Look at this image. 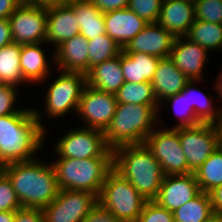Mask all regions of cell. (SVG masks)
Instances as JSON below:
<instances>
[{"label": "cell", "instance_id": "1", "mask_svg": "<svg viewBox=\"0 0 222 222\" xmlns=\"http://www.w3.org/2000/svg\"><path fill=\"white\" fill-rule=\"evenodd\" d=\"M42 116L39 108L23 107L16 114L0 117V167L39 157L49 134Z\"/></svg>", "mask_w": 222, "mask_h": 222}, {"label": "cell", "instance_id": "2", "mask_svg": "<svg viewBox=\"0 0 222 222\" xmlns=\"http://www.w3.org/2000/svg\"><path fill=\"white\" fill-rule=\"evenodd\" d=\"M42 160L36 157L0 167L10 179L22 208L43 209L59 194L55 169L51 162Z\"/></svg>", "mask_w": 222, "mask_h": 222}, {"label": "cell", "instance_id": "3", "mask_svg": "<svg viewBox=\"0 0 222 222\" xmlns=\"http://www.w3.org/2000/svg\"><path fill=\"white\" fill-rule=\"evenodd\" d=\"M112 151L113 169L127 179L146 201L154 200L165 175L146 145H122Z\"/></svg>", "mask_w": 222, "mask_h": 222}, {"label": "cell", "instance_id": "4", "mask_svg": "<svg viewBox=\"0 0 222 222\" xmlns=\"http://www.w3.org/2000/svg\"><path fill=\"white\" fill-rule=\"evenodd\" d=\"M159 105L117 104L115 114L104 132L110 149L122 145L144 144L158 125Z\"/></svg>", "mask_w": 222, "mask_h": 222}, {"label": "cell", "instance_id": "5", "mask_svg": "<svg viewBox=\"0 0 222 222\" xmlns=\"http://www.w3.org/2000/svg\"><path fill=\"white\" fill-rule=\"evenodd\" d=\"M51 163L60 189L86 191L97 196L113 169V157L55 158Z\"/></svg>", "mask_w": 222, "mask_h": 222}, {"label": "cell", "instance_id": "6", "mask_svg": "<svg viewBox=\"0 0 222 222\" xmlns=\"http://www.w3.org/2000/svg\"><path fill=\"white\" fill-rule=\"evenodd\" d=\"M146 200L134 186L112 169L98 195V203L122 222H137Z\"/></svg>", "mask_w": 222, "mask_h": 222}, {"label": "cell", "instance_id": "7", "mask_svg": "<svg viewBox=\"0 0 222 222\" xmlns=\"http://www.w3.org/2000/svg\"><path fill=\"white\" fill-rule=\"evenodd\" d=\"M59 76L50 81L44 99L46 116L51 119L63 118L68 112L77 113L80 98L86 86V74L81 72L58 71Z\"/></svg>", "mask_w": 222, "mask_h": 222}, {"label": "cell", "instance_id": "8", "mask_svg": "<svg viewBox=\"0 0 222 222\" xmlns=\"http://www.w3.org/2000/svg\"><path fill=\"white\" fill-rule=\"evenodd\" d=\"M54 147L56 158L113 157L112 149L106 145L104 132L82 126L66 130Z\"/></svg>", "mask_w": 222, "mask_h": 222}, {"label": "cell", "instance_id": "9", "mask_svg": "<svg viewBox=\"0 0 222 222\" xmlns=\"http://www.w3.org/2000/svg\"><path fill=\"white\" fill-rule=\"evenodd\" d=\"M159 127L158 125L148 135L144 144L160 163L165 176L189 174L188 161L180 145L178 128Z\"/></svg>", "mask_w": 222, "mask_h": 222}, {"label": "cell", "instance_id": "10", "mask_svg": "<svg viewBox=\"0 0 222 222\" xmlns=\"http://www.w3.org/2000/svg\"><path fill=\"white\" fill-rule=\"evenodd\" d=\"M8 20L13 42L19 45L45 42L47 5L21 3Z\"/></svg>", "mask_w": 222, "mask_h": 222}, {"label": "cell", "instance_id": "11", "mask_svg": "<svg viewBox=\"0 0 222 222\" xmlns=\"http://www.w3.org/2000/svg\"><path fill=\"white\" fill-rule=\"evenodd\" d=\"M97 204L96 194L60 189L57 197L42 209L44 221L82 222Z\"/></svg>", "mask_w": 222, "mask_h": 222}, {"label": "cell", "instance_id": "12", "mask_svg": "<svg viewBox=\"0 0 222 222\" xmlns=\"http://www.w3.org/2000/svg\"><path fill=\"white\" fill-rule=\"evenodd\" d=\"M180 145L188 161L189 173L196 170L218 149V135L213 123L178 128Z\"/></svg>", "mask_w": 222, "mask_h": 222}, {"label": "cell", "instance_id": "13", "mask_svg": "<svg viewBox=\"0 0 222 222\" xmlns=\"http://www.w3.org/2000/svg\"><path fill=\"white\" fill-rule=\"evenodd\" d=\"M117 100L114 94L106 93L89 85L82 91L77 116L84 126L105 132L116 110Z\"/></svg>", "mask_w": 222, "mask_h": 222}, {"label": "cell", "instance_id": "14", "mask_svg": "<svg viewBox=\"0 0 222 222\" xmlns=\"http://www.w3.org/2000/svg\"><path fill=\"white\" fill-rule=\"evenodd\" d=\"M200 192L194 173L166 175L163 178L158 195L153 201L173 212L195 198Z\"/></svg>", "mask_w": 222, "mask_h": 222}, {"label": "cell", "instance_id": "15", "mask_svg": "<svg viewBox=\"0 0 222 222\" xmlns=\"http://www.w3.org/2000/svg\"><path fill=\"white\" fill-rule=\"evenodd\" d=\"M209 52L197 43L184 37H176L172 46L170 59L176 67L190 80L203 81ZM205 69V70H204Z\"/></svg>", "mask_w": 222, "mask_h": 222}, {"label": "cell", "instance_id": "16", "mask_svg": "<svg viewBox=\"0 0 222 222\" xmlns=\"http://www.w3.org/2000/svg\"><path fill=\"white\" fill-rule=\"evenodd\" d=\"M175 37L157 22L147 23L124 48L125 53H145L158 58L169 57Z\"/></svg>", "mask_w": 222, "mask_h": 222}, {"label": "cell", "instance_id": "17", "mask_svg": "<svg viewBox=\"0 0 222 222\" xmlns=\"http://www.w3.org/2000/svg\"><path fill=\"white\" fill-rule=\"evenodd\" d=\"M80 34L74 10L68 4L47 6V29L45 43L54 50L63 42Z\"/></svg>", "mask_w": 222, "mask_h": 222}, {"label": "cell", "instance_id": "18", "mask_svg": "<svg viewBox=\"0 0 222 222\" xmlns=\"http://www.w3.org/2000/svg\"><path fill=\"white\" fill-rule=\"evenodd\" d=\"M194 22V0H163L157 23L175 38L186 36Z\"/></svg>", "mask_w": 222, "mask_h": 222}, {"label": "cell", "instance_id": "19", "mask_svg": "<svg viewBox=\"0 0 222 222\" xmlns=\"http://www.w3.org/2000/svg\"><path fill=\"white\" fill-rule=\"evenodd\" d=\"M45 42L37 44H28L22 45L21 54H20V67L23 73L24 81L29 83L32 86L34 83H42L43 81L49 82L48 77L50 78L52 74V68L55 67L54 62V52L48 61L47 52L43 49ZM51 71V72H50Z\"/></svg>", "mask_w": 222, "mask_h": 222}, {"label": "cell", "instance_id": "20", "mask_svg": "<svg viewBox=\"0 0 222 222\" xmlns=\"http://www.w3.org/2000/svg\"><path fill=\"white\" fill-rule=\"evenodd\" d=\"M106 34L112 38L122 49L147 24L129 8L112 10L104 13Z\"/></svg>", "mask_w": 222, "mask_h": 222}, {"label": "cell", "instance_id": "21", "mask_svg": "<svg viewBox=\"0 0 222 222\" xmlns=\"http://www.w3.org/2000/svg\"><path fill=\"white\" fill-rule=\"evenodd\" d=\"M88 40L81 34L75 35L54 50L55 68L64 72L89 71Z\"/></svg>", "mask_w": 222, "mask_h": 222}, {"label": "cell", "instance_id": "22", "mask_svg": "<svg viewBox=\"0 0 222 222\" xmlns=\"http://www.w3.org/2000/svg\"><path fill=\"white\" fill-rule=\"evenodd\" d=\"M190 79L181 72L170 57L161 58L152 79V87L158 103L181 92Z\"/></svg>", "mask_w": 222, "mask_h": 222}, {"label": "cell", "instance_id": "23", "mask_svg": "<svg viewBox=\"0 0 222 222\" xmlns=\"http://www.w3.org/2000/svg\"><path fill=\"white\" fill-rule=\"evenodd\" d=\"M124 82L121 53L112 59L91 67L86 73V85L114 95Z\"/></svg>", "mask_w": 222, "mask_h": 222}, {"label": "cell", "instance_id": "24", "mask_svg": "<svg viewBox=\"0 0 222 222\" xmlns=\"http://www.w3.org/2000/svg\"><path fill=\"white\" fill-rule=\"evenodd\" d=\"M160 59L145 53H125L122 50L121 68L124 80L133 83L152 82Z\"/></svg>", "mask_w": 222, "mask_h": 222}, {"label": "cell", "instance_id": "25", "mask_svg": "<svg viewBox=\"0 0 222 222\" xmlns=\"http://www.w3.org/2000/svg\"><path fill=\"white\" fill-rule=\"evenodd\" d=\"M68 5L75 12L80 34L87 40L96 39L106 33L104 13L89 0H77Z\"/></svg>", "mask_w": 222, "mask_h": 222}, {"label": "cell", "instance_id": "26", "mask_svg": "<svg viewBox=\"0 0 222 222\" xmlns=\"http://www.w3.org/2000/svg\"><path fill=\"white\" fill-rule=\"evenodd\" d=\"M21 48L22 45L11 42L0 49V84H9L18 88L19 85H25L20 67Z\"/></svg>", "mask_w": 222, "mask_h": 222}, {"label": "cell", "instance_id": "27", "mask_svg": "<svg viewBox=\"0 0 222 222\" xmlns=\"http://www.w3.org/2000/svg\"><path fill=\"white\" fill-rule=\"evenodd\" d=\"M198 81L190 80L186 85L185 89L188 92V101L190 107L194 109L195 116L202 122V123H215L217 122L222 116V109L217 106V102L212 95L209 97L200 89L195 87ZM215 105V106H214Z\"/></svg>", "mask_w": 222, "mask_h": 222}, {"label": "cell", "instance_id": "28", "mask_svg": "<svg viewBox=\"0 0 222 222\" xmlns=\"http://www.w3.org/2000/svg\"><path fill=\"white\" fill-rule=\"evenodd\" d=\"M169 104V106H168ZM162 105H164V107H169L171 110L173 108V112L176 115L175 118H179L178 120H176V124L171 127V129H177V128H182V127H191V126H195L198 125L200 123H202L196 116H195V112L194 109L192 107H190L189 105V101H188V92L187 90L184 88L181 92L169 96L167 98H165L163 101H161L159 103V109H158V125L161 126L162 122L161 121V110L164 108Z\"/></svg>", "mask_w": 222, "mask_h": 222}, {"label": "cell", "instance_id": "29", "mask_svg": "<svg viewBox=\"0 0 222 222\" xmlns=\"http://www.w3.org/2000/svg\"><path fill=\"white\" fill-rule=\"evenodd\" d=\"M185 37L210 53L222 51V24L195 20Z\"/></svg>", "mask_w": 222, "mask_h": 222}, {"label": "cell", "instance_id": "30", "mask_svg": "<svg viewBox=\"0 0 222 222\" xmlns=\"http://www.w3.org/2000/svg\"><path fill=\"white\" fill-rule=\"evenodd\" d=\"M172 213L175 222H205L214 214L209 194L203 191Z\"/></svg>", "mask_w": 222, "mask_h": 222}, {"label": "cell", "instance_id": "31", "mask_svg": "<svg viewBox=\"0 0 222 222\" xmlns=\"http://www.w3.org/2000/svg\"><path fill=\"white\" fill-rule=\"evenodd\" d=\"M194 174L200 190L205 193L222 185V150L214 151Z\"/></svg>", "mask_w": 222, "mask_h": 222}, {"label": "cell", "instance_id": "32", "mask_svg": "<svg viewBox=\"0 0 222 222\" xmlns=\"http://www.w3.org/2000/svg\"><path fill=\"white\" fill-rule=\"evenodd\" d=\"M117 104H145L159 105L155 98L152 83L144 81L141 83L124 82L115 94Z\"/></svg>", "mask_w": 222, "mask_h": 222}, {"label": "cell", "instance_id": "33", "mask_svg": "<svg viewBox=\"0 0 222 222\" xmlns=\"http://www.w3.org/2000/svg\"><path fill=\"white\" fill-rule=\"evenodd\" d=\"M89 69L106 60L112 59L122 52V48L106 33L98 38L88 40Z\"/></svg>", "mask_w": 222, "mask_h": 222}, {"label": "cell", "instance_id": "34", "mask_svg": "<svg viewBox=\"0 0 222 222\" xmlns=\"http://www.w3.org/2000/svg\"><path fill=\"white\" fill-rule=\"evenodd\" d=\"M195 20L222 24V0H194Z\"/></svg>", "mask_w": 222, "mask_h": 222}, {"label": "cell", "instance_id": "35", "mask_svg": "<svg viewBox=\"0 0 222 222\" xmlns=\"http://www.w3.org/2000/svg\"><path fill=\"white\" fill-rule=\"evenodd\" d=\"M163 0H129L128 7L146 23L158 21Z\"/></svg>", "mask_w": 222, "mask_h": 222}, {"label": "cell", "instance_id": "36", "mask_svg": "<svg viewBox=\"0 0 222 222\" xmlns=\"http://www.w3.org/2000/svg\"><path fill=\"white\" fill-rule=\"evenodd\" d=\"M22 208L8 176L0 169V211H17Z\"/></svg>", "mask_w": 222, "mask_h": 222}, {"label": "cell", "instance_id": "37", "mask_svg": "<svg viewBox=\"0 0 222 222\" xmlns=\"http://www.w3.org/2000/svg\"><path fill=\"white\" fill-rule=\"evenodd\" d=\"M137 222H175L173 213L155 201H146Z\"/></svg>", "mask_w": 222, "mask_h": 222}, {"label": "cell", "instance_id": "38", "mask_svg": "<svg viewBox=\"0 0 222 222\" xmlns=\"http://www.w3.org/2000/svg\"><path fill=\"white\" fill-rule=\"evenodd\" d=\"M18 88L9 84H0V117L16 114L21 109L17 107ZM16 106V107H15Z\"/></svg>", "mask_w": 222, "mask_h": 222}, {"label": "cell", "instance_id": "39", "mask_svg": "<svg viewBox=\"0 0 222 222\" xmlns=\"http://www.w3.org/2000/svg\"><path fill=\"white\" fill-rule=\"evenodd\" d=\"M82 222H122L99 203L90 211Z\"/></svg>", "mask_w": 222, "mask_h": 222}, {"label": "cell", "instance_id": "40", "mask_svg": "<svg viewBox=\"0 0 222 222\" xmlns=\"http://www.w3.org/2000/svg\"><path fill=\"white\" fill-rule=\"evenodd\" d=\"M14 222H45L42 209L20 208L15 211Z\"/></svg>", "mask_w": 222, "mask_h": 222}, {"label": "cell", "instance_id": "41", "mask_svg": "<svg viewBox=\"0 0 222 222\" xmlns=\"http://www.w3.org/2000/svg\"><path fill=\"white\" fill-rule=\"evenodd\" d=\"M101 12H109L128 7L129 0H89Z\"/></svg>", "mask_w": 222, "mask_h": 222}, {"label": "cell", "instance_id": "42", "mask_svg": "<svg viewBox=\"0 0 222 222\" xmlns=\"http://www.w3.org/2000/svg\"><path fill=\"white\" fill-rule=\"evenodd\" d=\"M208 194L213 212L222 215V185L213 188Z\"/></svg>", "mask_w": 222, "mask_h": 222}, {"label": "cell", "instance_id": "43", "mask_svg": "<svg viewBox=\"0 0 222 222\" xmlns=\"http://www.w3.org/2000/svg\"><path fill=\"white\" fill-rule=\"evenodd\" d=\"M20 4V0H0V19H8Z\"/></svg>", "mask_w": 222, "mask_h": 222}, {"label": "cell", "instance_id": "44", "mask_svg": "<svg viewBox=\"0 0 222 222\" xmlns=\"http://www.w3.org/2000/svg\"><path fill=\"white\" fill-rule=\"evenodd\" d=\"M13 42L8 19H0V49Z\"/></svg>", "mask_w": 222, "mask_h": 222}, {"label": "cell", "instance_id": "45", "mask_svg": "<svg viewBox=\"0 0 222 222\" xmlns=\"http://www.w3.org/2000/svg\"><path fill=\"white\" fill-rule=\"evenodd\" d=\"M222 70V69H221ZM216 80H215V85H214V91L217 94V98H219L218 100L222 103V71L219 72L216 76ZM222 104H220L221 106ZM222 109V106L220 107Z\"/></svg>", "mask_w": 222, "mask_h": 222}, {"label": "cell", "instance_id": "46", "mask_svg": "<svg viewBox=\"0 0 222 222\" xmlns=\"http://www.w3.org/2000/svg\"><path fill=\"white\" fill-rule=\"evenodd\" d=\"M15 211H0V222H14Z\"/></svg>", "mask_w": 222, "mask_h": 222}, {"label": "cell", "instance_id": "47", "mask_svg": "<svg viewBox=\"0 0 222 222\" xmlns=\"http://www.w3.org/2000/svg\"><path fill=\"white\" fill-rule=\"evenodd\" d=\"M218 135V148L222 150V116L214 123Z\"/></svg>", "mask_w": 222, "mask_h": 222}, {"label": "cell", "instance_id": "48", "mask_svg": "<svg viewBox=\"0 0 222 222\" xmlns=\"http://www.w3.org/2000/svg\"><path fill=\"white\" fill-rule=\"evenodd\" d=\"M73 1H77V0H48V5L70 4Z\"/></svg>", "mask_w": 222, "mask_h": 222}, {"label": "cell", "instance_id": "49", "mask_svg": "<svg viewBox=\"0 0 222 222\" xmlns=\"http://www.w3.org/2000/svg\"><path fill=\"white\" fill-rule=\"evenodd\" d=\"M205 222H222V215L214 213Z\"/></svg>", "mask_w": 222, "mask_h": 222}, {"label": "cell", "instance_id": "50", "mask_svg": "<svg viewBox=\"0 0 222 222\" xmlns=\"http://www.w3.org/2000/svg\"><path fill=\"white\" fill-rule=\"evenodd\" d=\"M21 3L45 4L48 6V0H20Z\"/></svg>", "mask_w": 222, "mask_h": 222}]
</instances>
